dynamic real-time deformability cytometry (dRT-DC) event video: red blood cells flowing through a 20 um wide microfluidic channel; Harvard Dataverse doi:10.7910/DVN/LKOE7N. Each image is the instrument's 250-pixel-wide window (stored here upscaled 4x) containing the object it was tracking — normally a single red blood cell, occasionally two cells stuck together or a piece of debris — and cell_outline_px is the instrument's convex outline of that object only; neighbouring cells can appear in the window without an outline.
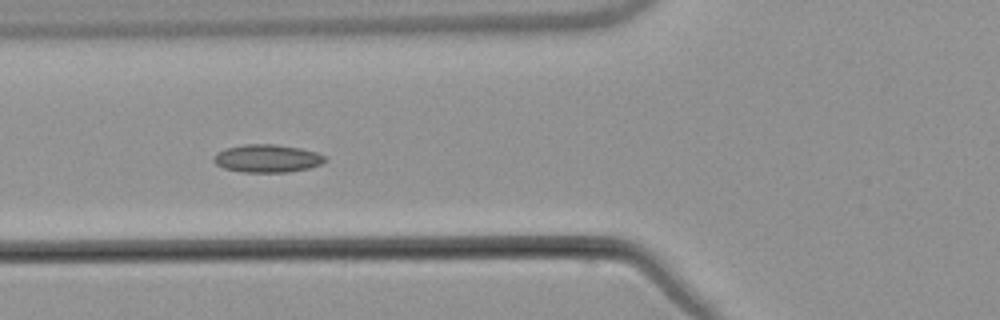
{"species": "common noctule bat (a hibernating species)", "species_latin": "Nyctalus noctula", "temperature_condition": "warm", "stored_images_in_passage": 7, "camera_frame_rate_fps": 3000, "um_per_image_px": 0.085, "animal": {"sex": "male", "body_mass_g": 21.5, "forearm_length_mm": 52.0}, "frame": {"image": 1, "passage_image": 4, "time_ms": 4.333, "image_size_px": [1000, 320], "cell_outline_px": [[328, 160], [320, 164], [308, 168], [288, 172], [244, 172], [224, 168], [216, 164], [212, 160], [216, 152], [224, 148], [244, 144], [276, 144], [300, 148], [316, 152], [324, 156]], "centroid_in_image_um": [22.69, 13.46], "position_along_channel_um": 103.1, "area_um2": 18.15}}
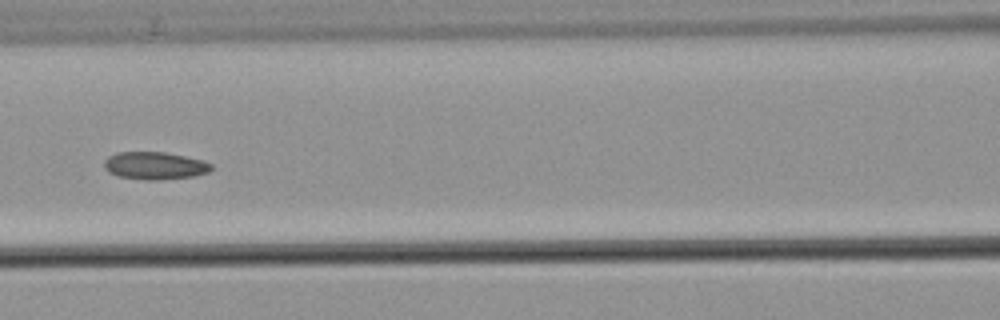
{"frame": {"image": 2, "passage_image": 5, "time_ms": 5.667, "image_size_px": [1000, 320], "cell_outline_px": [[212, 168], [208, 172], [192, 176], [156, 180], [144, 180], [120, 176], [108, 172], [104, 168], [104, 160], [108, 156], [116, 152], [164, 152], [204, 160], [212, 164]], "centroid_in_image_um": [13.13, 14.07], "position_along_channel_um": 153.5, "area_um2": 17.17}}